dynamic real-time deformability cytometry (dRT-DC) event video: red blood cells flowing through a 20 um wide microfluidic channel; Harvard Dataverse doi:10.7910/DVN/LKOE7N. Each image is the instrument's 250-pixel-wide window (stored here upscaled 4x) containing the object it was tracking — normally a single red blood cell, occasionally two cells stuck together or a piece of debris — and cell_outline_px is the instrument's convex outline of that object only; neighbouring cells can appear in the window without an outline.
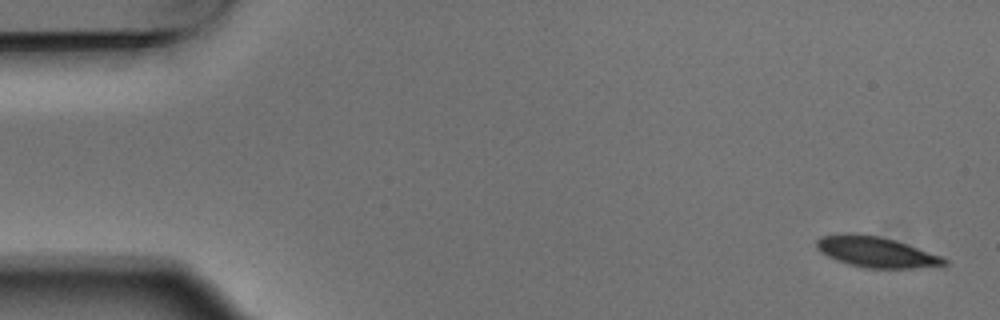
{"species": "Egyptian fruit bat (a non-hibernating species)", "species_latin": "Rousettus aegyptiacus", "temperature_condition": "warm", "stored_images_in_passage": 6, "segment_of_instrument_passage": [1, 2], "camera_frame_rate_fps": 3000, "um_per_image_px": 0.085, "animal": {"sex": "male"}, "frame": {"image": 1, "passage_image": 1, "time_ms": 0.0, "image_size_px": [1000, 320], "cell_outline_px": [[948, 264], [912, 268], [864, 268], [848, 264], [836, 260], [820, 252], [816, 248], [816, 240], [820, 236], [840, 232], [848, 232], [880, 236], [896, 240], [940, 256], [948, 260]], "centroid_in_image_um": [74.39, 21.39], "position_along_channel_um": 10.6, "area_um2": 22.95}}